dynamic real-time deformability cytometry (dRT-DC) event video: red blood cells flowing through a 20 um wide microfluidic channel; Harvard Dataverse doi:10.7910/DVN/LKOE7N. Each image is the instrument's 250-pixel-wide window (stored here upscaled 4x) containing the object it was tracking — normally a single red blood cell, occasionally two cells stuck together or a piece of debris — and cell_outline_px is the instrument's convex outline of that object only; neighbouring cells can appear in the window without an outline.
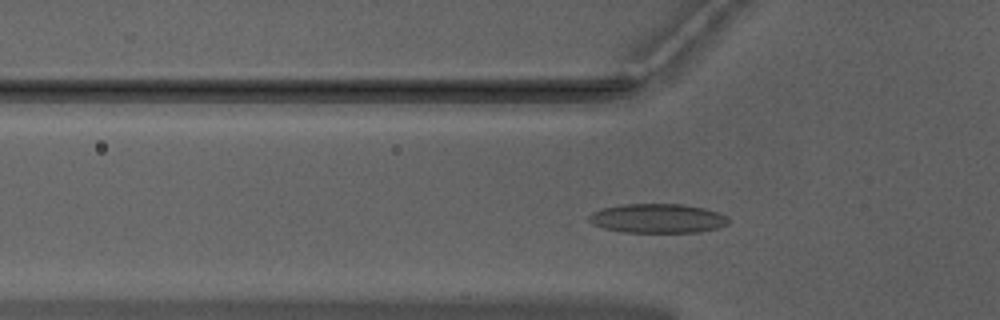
{"species": "Egyptian fruit bat (a non-hibernating species)", "species_latin": "Rousettus aegyptiacus", "temperature_condition": "warm", "stored_images_in_passage": 44, "camera_frame_rate_fps": 3000, "um_per_image_px": 0.085, "animal": {"sex": "male"}, "frame": {"image": 1, "passage_image": 9, "time_ms": 2.667, "image_size_px": [1000, 320], "cell_outline_px": [[728, 224], [720, 228], [700, 232], [624, 232], [604, 228], [592, 224], [588, 220], [588, 216], [592, 212], [600, 208], [624, 204], [684, 204], [704, 208], [720, 212], [728, 216]], "centroid_in_image_um": [55.92, 18.56], "position_along_channel_um": 69.9, "area_um2": 24.04}}
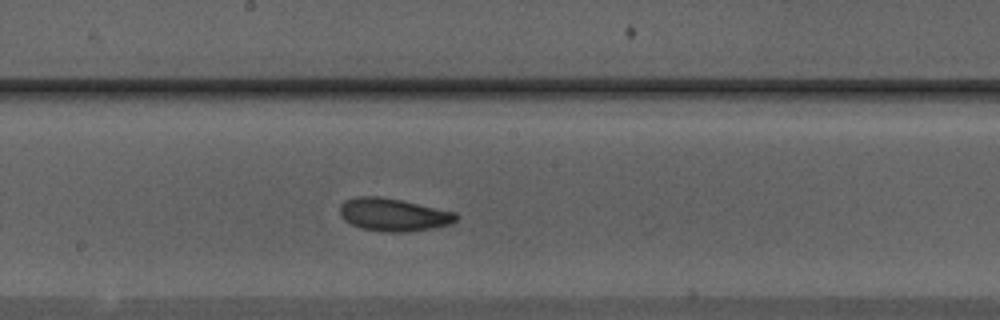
{"frame": {"image": 2, "passage_image": 20, "time_ms": 6.333, "image_size_px": [1000, 320], "cell_outline_px": [[460, 216], [456, 220], [448, 224], [432, 228], [408, 232], [384, 232], [360, 228], [344, 220], [340, 212], [340, 204], [344, 200], [356, 196], [380, 196], [400, 200], [456, 212]], "centroid_in_image_um": [33.42, 18.24], "position_along_channel_um": 214.8, "area_um2": 22.25}}
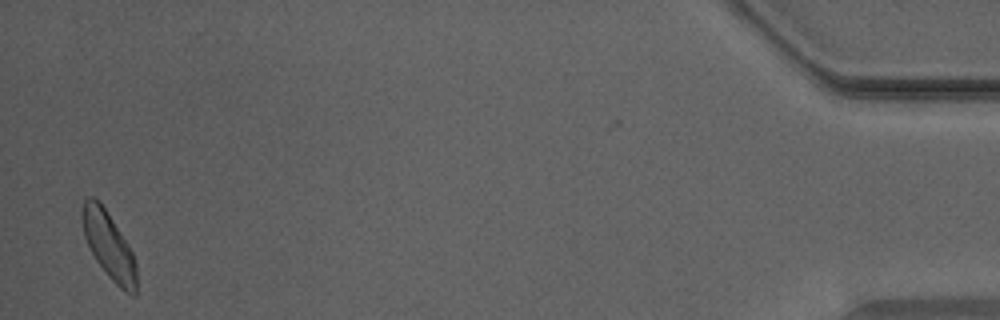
{"frame": {"image": 3, "passage_image": 43, "time_ms": 14.0, "image_size_px": [1000, 320], "cell_outline_px": [[136, 296], [132, 296], [124, 292], [108, 276], [96, 260], [84, 236], [80, 212], [84, 200], [88, 196], [92, 196], [104, 208], [128, 244], [132, 252], [136, 264]], "centroid_in_image_um": [9.24, 20.89], "position_along_channel_um": 426.0, "area_um2": 20.92}, "authors_computed_cell_mechanics": {"area_um2": 21.5016, "velocity_mm_per_s": 3.9497, "shape_relaxation_time_tau1_ms": 3.6109, "shape_relaxation_time_tau2_ms": 2.2739, "deformation_change_tau1": 0.1052, "deformation_change_tau2": 0.0894}}